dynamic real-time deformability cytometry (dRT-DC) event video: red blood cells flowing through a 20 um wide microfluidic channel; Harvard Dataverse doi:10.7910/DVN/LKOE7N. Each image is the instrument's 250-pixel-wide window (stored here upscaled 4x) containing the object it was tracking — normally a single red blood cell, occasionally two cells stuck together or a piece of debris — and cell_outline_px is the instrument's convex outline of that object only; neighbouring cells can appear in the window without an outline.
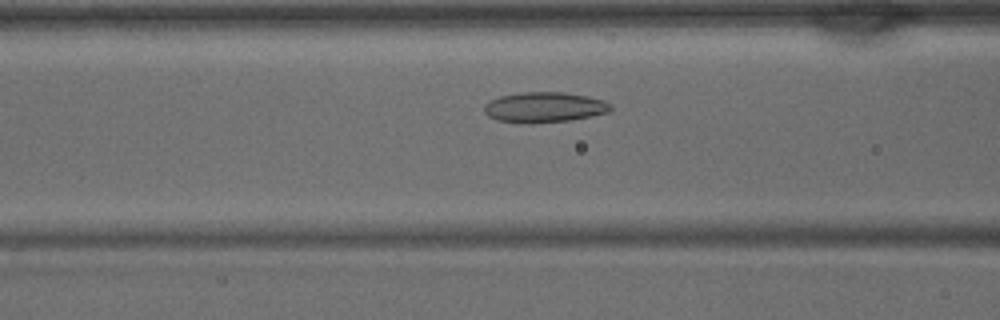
{"species": "common noctule bat (a hibernating species)", "species_latin": "Nyctalus noctula", "temperature_condition": "warm", "stored_images_in_passage": 34, "camera_frame_rate_fps": 3000, "um_per_image_px": 0.085, "animal": {"sex": "male", "body_mass_g": 15.6}, "frame": {"image": 1, "passage_image": 9, "time_ms": 2.667, "image_size_px": [1000, 320], "cell_outline_px": [[612, 108], [608, 112], [592, 116], [568, 120], [528, 124], [496, 120], [488, 116], [484, 112], [484, 104], [500, 96], [524, 92], [560, 92], [588, 96], [604, 100], [612, 104]], "centroid_in_image_um": [46.27, 9.12], "position_along_channel_um": 120.3, "area_um2": 22.37}}
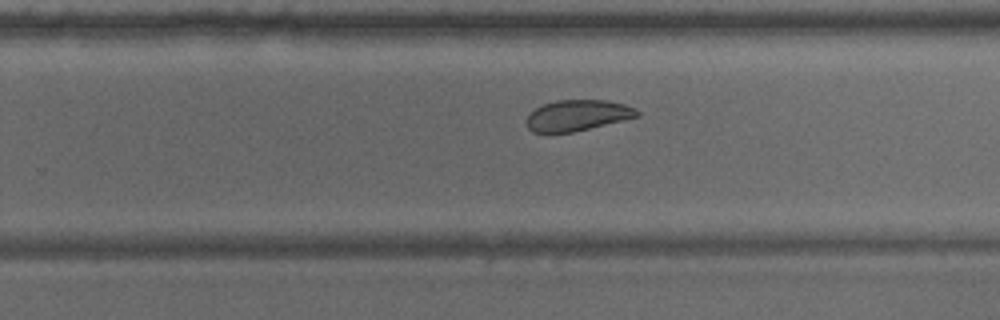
{"frame": {"image": 2, "passage_image": 19, "time_ms": 6.0, "image_size_px": [1000, 320], "cell_outline_px": [[640, 116], [572, 132], [532, 132], [528, 128], [528, 116], [536, 108], [544, 104], [556, 100], [604, 100], [624, 104], [636, 108], [640, 112]], "centroid_in_image_um": [49.12, 9.8], "position_along_channel_um": 280.7, "area_um2": 19.59}}
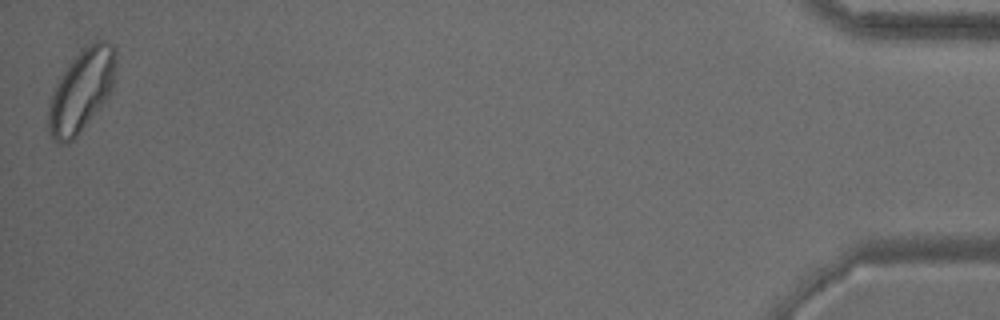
{"frame": {"image": 3, "passage_image": 34, "time_ms": 11.0, "image_size_px": [1000, 320], "cell_outline_px": [[116, 68], [112, 88], [108, 96], [76, 136], [72, 140], [64, 144], [60, 144], [52, 140], [48, 128], [48, 108], [52, 92], [60, 76], [72, 60], [84, 48], [96, 40], [104, 40], [112, 44], [116, 48]], "centroid_in_image_um": [6.92, 7.69], "position_along_channel_um": 428.3, "area_um2": 31.96}}